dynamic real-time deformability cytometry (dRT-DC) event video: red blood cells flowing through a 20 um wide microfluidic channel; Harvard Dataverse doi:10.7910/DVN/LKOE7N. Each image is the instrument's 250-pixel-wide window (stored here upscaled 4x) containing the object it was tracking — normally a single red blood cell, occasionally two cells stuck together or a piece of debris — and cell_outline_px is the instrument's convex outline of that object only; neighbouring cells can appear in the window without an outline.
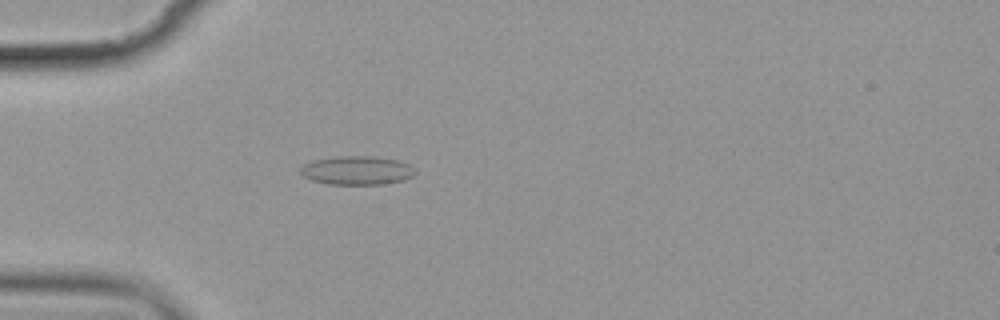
{"species": "common noctule bat (a hibernating species)", "species_latin": "Nyctalus noctula", "temperature_condition": "cold", "stored_images_in_passage": 2, "camera_frame_rate_fps": 3000, "um_per_image_px": 0.085, "animal": {"sex": "female", "body_mass_g": 19.9}, "frame": {"image": 1, "passage_image": 2, "time_ms": 1.0, "image_size_px": [1000, 320], "cell_outline_px": [[416, 172], [412, 176], [404, 180], [384, 184], [328, 184], [312, 180], [304, 176], [300, 172], [300, 168], [304, 164], [312, 160], [336, 156], [372, 156], [396, 160], [408, 164]], "centroid_in_image_um": [30.31, 14.48], "position_along_channel_um": 54.7, "area_um2": 19.13}}